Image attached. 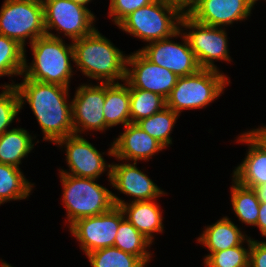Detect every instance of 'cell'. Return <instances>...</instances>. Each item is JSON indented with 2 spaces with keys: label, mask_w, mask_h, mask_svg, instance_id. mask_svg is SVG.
Returning <instances> with one entry per match:
<instances>
[{
  "label": "cell",
  "mask_w": 266,
  "mask_h": 267,
  "mask_svg": "<svg viewBox=\"0 0 266 267\" xmlns=\"http://www.w3.org/2000/svg\"><path fill=\"white\" fill-rule=\"evenodd\" d=\"M22 77L16 83L20 110L27 102L43 133V141L56 143L59 139L74 135L70 88L43 83Z\"/></svg>",
  "instance_id": "obj_1"
},
{
  "label": "cell",
  "mask_w": 266,
  "mask_h": 267,
  "mask_svg": "<svg viewBox=\"0 0 266 267\" xmlns=\"http://www.w3.org/2000/svg\"><path fill=\"white\" fill-rule=\"evenodd\" d=\"M75 67L98 83H119L126 78L127 55L98 29L72 42ZM126 55V56H125Z\"/></svg>",
  "instance_id": "obj_2"
},
{
  "label": "cell",
  "mask_w": 266,
  "mask_h": 267,
  "mask_svg": "<svg viewBox=\"0 0 266 267\" xmlns=\"http://www.w3.org/2000/svg\"><path fill=\"white\" fill-rule=\"evenodd\" d=\"M33 60L27 61L24 54V68L22 76L27 79L43 83L57 84L70 87L73 77L74 51L72 42L67 44L60 35H44L31 44Z\"/></svg>",
  "instance_id": "obj_3"
},
{
  "label": "cell",
  "mask_w": 266,
  "mask_h": 267,
  "mask_svg": "<svg viewBox=\"0 0 266 267\" xmlns=\"http://www.w3.org/2000/svg\"><path fill=\"white\" fill-rule=\"evenodd\" d=\"M59 177L68 228L78 219L103 214L115 206L112 191L98 184V179L63 173H59Z\"/></svg>",
  "instance_id": "obj_4"
},
{
  "label": "cell",
  "mask_w": 266,
  "mask_h": 267,
  "mask_svg": "<svg viewBox=\"0 0 266 267\" xmlns=\"http://www.w3.org/2000/svg\"><path fill=\"white\" fill-rule=\"evenodd\" d=\"M221 71L199 69L196 73L178 77L177 83L166 99V107L178 115L183 110L203 109L224 93L230 77Z\"/></svg>",
  "instance_id": "obj_5"
},
{
  "label": "cell",
  "mask_w": 266,
  "mask_h": 267,
  "mask_svg": "<svg viewBox=\"0 0 266 267\" xmlns=\"http://www.w3.org/2000/svg\"><path fill=\"white\" fill-rule=\"evenodd\" d=\"M182 14L163 0L135 10L117 27L133 37L150 43L174 36L180 30Z\"/></svg>",
  "instance_id": "obj_6"
},
{
  "label": "cell",
  "mask_w": 266,
  "mask_h": 267,
  "mask_svg": "<svg viewBox=\"0 0 266 267\" xmlns=\"http://www.w3.org/2000/svg\"><path fill=\"white\" fill-rule=\"evenodd\" d=\"M0 34L25 48L46 35L42 0H5L0 10Z\"/></svg>",
  "instance_id": "obj_7"
},
{
  "label": "cell",
  "mask_w": 266,
  "mask_h": 267,
  "mask_svg": "<svg viewBox=\"0 0 266 267\" xmlns=\"http://www.w3.org/2000/svg\"><path fill=\"white\" fill-rule=\"evenodd\" d=\"M180 29L186 36L200 68L219 71L214 64L215 61L220 60L227 63L232 61L226 28L208 26L197 22L189 15H183ZM184 30L188 32H184Z\"/></svg>",
  "instance_id": "obj_8"
},
{
  "label": "cell",
  "mask_w": 266,
  "mask_h": 267,
  "mask_svg": "<svg viewBox=\"0 0 266 267\" xmlns=\"http://www.w3.org/2000/svg\"><path fill=\"white\" fill-rule=\"evenodd\" d=\"M44 6V27L46 35L63 33L73 42L90 35L97 28L95 15L85 6L73 0H42Z\"/></svg>",
  "instance_id": "obj_9"
},
{
  "label": "cell",
  "mask_w": 266,
  "mask_h": 267,
  "mask_svg": "<svg viewBox=\"0 0 266 267\" xmlns=\"http://www.w3.org/2000/svg\"><path fill=\"white\" fill-rule=\"evenodd\" d=\"M124 218L123 210L114 206L103 214L78 219L69 227V232L86 255L97 249L114 246L119 223Z\"/></svg>",
  "instance_id": "obj_10"
},
{
  "label": "cell",
  "mask_w": 266,
  "mask_h": 267,
  "mask_svg": "<svg viewBox=\"0 0 266 267\" xmlns=\"http://www.w3.org/2000/svg\"><path fill=\"white\" fill-rule=\"evenodd\" d=\"M55 145L66 148V169H58L59 173L69 174L76 177L99 178L107 172V178L111 179V164L106 163L103 154L81 135H71L59 139ZM64 146V147H63ZM109 168V169H108Z\"/></svg>",
  "instance_id": "obj_11"
},
{
  "label": "cell",
  "mask_w": 266,
  "mask_h": 267,
  "mask_svg": "<svg viewBox=\"0 0 266 267\" xmlns=\"http://www.w3.org/2000/svg\"><path fill=\"white\" fill-rule=\"evenodd\" d=\"M176 37L182 38L183 44L172 40ZM138 50L149 61L167 68L179 77L194 74L201 69L181 29L174 36L147 43Z\"/></svg>",
  "instance_id": "obj_12"
},
{
  "label": "cell",
  "mask_w": 266,
  "mask_h": 267,
  "mask_svg": "<svg viewBox=\"0 0 266 267\" xmlns=\"http://www.w3.org/2000/svg\"><path fill=\"white\" fill-rule=\"evenodd\" d=\"M70 99L72 102V122L74 134L81 135L88 131L105 132L104 102L105 83H81Z\"/></svg>",
  "instance_id": "obj_13"
},
{
  "label": "cell",
  "mask_w": 266,
  "mask_h": 267,
  "mask_svg": "<svg viewBox=\"0 0 266 267\" xmlns=\"http://www.w3.org/2000/svg\"><path fill=\"white\" fill-rule=\"evenodd\" d=\"M178 77L167 68L149 61L139 50L127 55L125 82L129 88L151 91L167 99Z\"/></svg>",
  "instance_id": "obj_14"
},
{
  "label": "cell",
  "mask_w": 266,
  "mask_h": 267,
  "mask_svg": "<svg viewBox=\"0 0 266 267\" xmlns=\"http://www.w3.org/2000/svg\"><path fill=\"white\" fill-rule=\"evenodd\" d=\"M235 140L247 145L248 151L243 161L233 170L232 178L251 189L266 183V139L256 129H250L238 135Z\"/></svg>",
  "instance_id": "obj_15"
},
{
  "label": "cell",
  "mask_w": 266,
  "mask_h": 267,
  "mask_svg": "<svg viewBox=\"0 0 266 267\" xmlns=\"http://www.w3.org/2000/svg\"><path fill=\"white\" fill-rule=\"evenodd\" d=\"M136 162L111 163L110 185L120 193L132 197L131 201L157 200L167 195L155 182L138 169Z\"/></svg>",
  "instance_id": "obj_16"
},
{
  "label": "cell",
  "mask_w": 266,
  "mask_h": 267,
  "mask_svg": "<svg viewBox=\"0 0 266 267\" xmlns=\"http://www.w3.org/2000/svg\"><path fill=\"white\" fill-rule=\"evenodd\" d=\"M124 129V132L111 143L108 156L115 157L119 161L138 163L143 160L149 161L152 156L166 149L136 123H129Z\"/></svg>",
  "instance_id": "obj_17"
},
{
  "label": "cell",
  "mask_w": 266,
  "mask_h": 267,
  "mask_svg": "<svg viewBox=\"0 0 266 267\" xmlns=\"http://www.w3.org/2000/svg\"><path fill=\"white\" fill-rule=\"evenodd\" d=\"M254 6V0H200L189 16L199 23L225 28L247 20Z\"/></svg>",
  "instance_id": "obj_18"
},
{
  "label": "cell",
  "mask_w": 266,
  "mask_h": 267,
  "mask_svg": "<svg viewBox=\"0 0 266 267\" xmlns=\"http://www.w3.org/2000/svg\"><path fill=\"white\" fill-rule=\"evenodd\" d=\"M115 206L123 210L125 218L148 240L154 242V233H163L162 209L157 201L126 202L113 193Z\"/></svg>",
  "instance_id": "obj_19"
},
{
  "label": "cell",
  "mask_w": 266,
  "mask_h": 267,
  "mask_svg": "<svg viewBox=\"0 0 266 267\" xmlns=\"http://www.w3.org/2000/svg\"><path fill=\"white\" fill-rule=\"evenodd\" d=\"M228 217L224 216L214 224L205 226L197 243L205 246L210 253L241 245L248 236Z\"/></svg>",
  "instance_id": "obj_20"
},
{
  "label": "cell",
  "mask_w": 266,
  "mask_h": 267,
  "mask_svg": "<svg viewBox=\"0 0 266 267\" xmlns=\"http://www.w3.org/2000/svg\"><path fill=\"white\" fill-rule=\"evenodd\" d=\"M105 124L110 129L117 125L125 127L130 123V88L122 83H105Z\"/></svg>",
  "instance_id": "obj_21"
},
{
  "label": "cell",
  "mask_w": 266,
  "mask_h": 267,
  "mask_svg": "<svg viewBox=\"0 0 266 267\" xmlns=\"http://www.w3.org/2000/svg\"><path fill=\"white\" fill-rule=\"evenodd\" d=\"M34 137V138H33ZM32 136L24 128H12L0 135V163L19 167L36 145Z\"/></svg>",
  "instance_id": "obj_22"
},
{
  "label": "cell",
  "mask_w": 266,
  "mask_h": 267,
  "mask_svg": "<svg viewBox=\"0 0 266 267\" xmlns=\"http://www.w3.org/2000/svg\"><path fill=\"white\" fill-rule=\"evenodd\" d=\"M34 187L20 167L0 163V205L28 199Z\"/></svg>",
  "instance_id": "obj_23"
},
{
  "label": "cell",
  "mask_w": 266,
  "mask_h": 267,
  "mask_svg": "<svg viewBox=\"0 0 266 267\" xmlns=\"http://www.w3.org/2000/svg\"><path fill=\"white\" fill-rule=\"evenodd\" d=\"M152 242L141 234L126 218L119 223L114 247L139 257L146 265L151 261L152 252L148 248Z\"/></svg>",
  "instance_id": "obj_24"
},
{
  "label": "cell",
  "mask_w": 266,
  "mask_h": 267,
  "mask_svg": "<svg viewBox=\"0 0 266 267\" xmlns=\"http://www.w3.org/2000/svg\"><path fill=\"white\" fill-rule=\"evenodd\" d=\"M230 188V201L235 216H237L239 221L242 223L255 227L260 207V201L258 200L255 192L251 188L240 185L233 178Z\"/></svg>",
  "instance_id": "obj_25"
},
{
  "label": "cell",
  "mask_w": 266,
  "mask_h": 267,
  "mask_svg": "<svg viewBox=\"0 0 266 267\" xmlns=\"http://www.w3.org/2000/svg\"><path fill=\"white\" fill-rule=\"evenodd\" d=\"M179 115L172 109L165 107L162 111L150 117L143 118L136 122L137 126L156 139L165 148L171 146L170 136Z\"/></svg>",
  "instance_id": "obj_26"
},
{
  "label": "cell",
  "mask_w": 266,
  "mask_h": 267,
  "mask_svg": "<svg viewBox=\"0 0 266 267\" xmlns=\"http://www.w3.org/2000/svg\"><path fill=\"white\" fill-rule=\"evenodd\" d=\"M166 107V99L151 91L130 88V123L152 116Z\"/></svg>",
  "instance_id": "obj_27"
},
{
  "label": "cell",
  "mask_w": 266,
  "mask_h": 267,
  "mask_svg": "<svg viewBox=\"0 0 266 267\" xmlns=\"http://www.w3.org/2000/svg\"><path fill=\"white\" fill-rule=\"evenodd\" d=\"M25 48L16 40L0 34V78L22 76Z\"/></svg>",
  "instance_id": "obj_28"
},
{
  "label": "cell",
  "mask_w": 266,
  "mask_h": 267,
  "mask_svg": "<svg viewBox=\"0 0 266 267\" xmlns=\"http://www.w3.org/2000/svg\"><path fill=\"white\" fill-rule=\"evenodd\" d=\"M91 267H146L137 256L124 252L117 247L101 248L86 254Z\"/></svg>",
  "instance_id": "obj_29"
},
{
  "label": "cell",
  "mask_w": 266,
  "mask_h": 267,
  "mask_svg": "<svg viewBox=\"0 0 266 267\" xmlns=\"http://www.w3.org/2000/svg\"><path fill=\"white\" fill-rule=\"evenodd\" d=\"M244 243L247 244V249ZM251 237L241 245L226 250L208 253L203 263L206 267H249Z\"/></svg>",
  "instance_id": "obj_30"
},
{
  "label": "cell",
  "mask_w": 266,
  "mask_h": 267,
  "mask_svg": "<svg viewBox=\"0 0 266 267\" xmlns=\"http://www.w3.org/2000/svg\"><path fill=\"white\" fill-rule=\"evenodd\" d=\"M2 84L0 88L3 90L0 93V135L8 131V127L14 122L15 118L18 121L20 114V100L15 82Z\"/></svg>",
  "instance_id": "obj_31"
},
{
  "label": "cell",
  "mask_w": 266,
  "mask_h": 267,
  "mask_svg": "<svg viewBox=\"0 0 266 267\" xmlns=\"http://www.w3.org/2000/svg\"><path fill=\"white\" fill-rule=\"evenodd\" d=\"M154 0H110L108 16L117 26L126 16Z\"/></svg>",
  "instance_id": "obj_32"
},
{
  "label": "cell",
  "mask_w": 266,
  "mask_h": 267,
  "mask_svg": "<svg viewBox=\"0 0 266 267\" xmlns=\"http://www.w3.org/2000/svg\"><path fill=\"white\" fill-rule=\"evenodd\" d=\"M249 267H266V245L251 238Z\"/></svg>",
  "instance_id": "obj_33"
},
{
  "label": "cell",
  "mask_w": 266,
  "mask_h": 267,
  "mask_svg": "<svg viewBox=\"0 0 266 267\" xmlns=\"http://www.w3.org/2000/svg\"><path fill=\"white\" fill-rule=\"evenodd\" d=\"M168 5L178 10L182 15H189L198 5L200 0H163Z\"/></svg>",
  "instance_id": "obj_34"
},
{
  "label": "cell",
  "mask_w": 266,
  "mask_h": 267,
  "mask_svg": "<svg viewBox=\"0 0 266 267\" xmlns=\"http://www.w3.org/2000/svg\"><path fill=\"white\" fill-rule=\"evenodd\" d=\"M256 227L259 229L262 237L266 235V203L265 202H260L259 215H258Z\"/></svg>",
  "instance_id": "obj_35"
},
{
  "label": "cell",
  "mask_w": 266,
  "mask_h": 267,
  "mask_svg": "<svg viewBox=\"0 0 266 267\" xmlns=\"http://www.w3.org/2000/svg\"><path fill=\"white\" fill-rule=\"evenodd\" d=\"M260 202L266 203V183L252 188Z\"/></svg>",
  "instance_id": "obj_36"
},
{
  "label": "cell",
  "mask_w": 266,
  "mask_h": 267,
  "mask_svg": "<svg viewBox=\"0 0 266 267\" xmlns=\"http://www.w3.org/2000/svg\"><path fill=\"white\" fill-rule=\"evenodd\" d=\"M256 130L266 139V125L259 126Z\"/></svg>",
  "instance_id": "obj_37"
},
{
  "label": "cell",
  "mask_w": 266,
  "mask_h": 267,
  "mask_svg": "<svg viewBox=\"0 0 266 267\" xmlns=\"http://www.w3.org/2000/svg\"><path fill=\"white\" fill-rule=\"evenodd\" d=\"M75 3L87 7L92 0H73Z\"/></svg>",
  "instance_id": "obj_38"
},
{
  "label": "cell",
  "mask_w": 266,
  "mask_h": 267,
  "mask_svg": "<svg viewBox=\"0 0 266 267\" xmlns=\"http://www.w3.org/2000/svg\"><path fill=\"white\" fill-rule=\"evenodd\" d=\"M0 267H13L11 266V264H9L8 262L6 263V261H3L2 259H0Z\"/></svg>",
  "instance_id": "obj_39"
}]
</instances>
